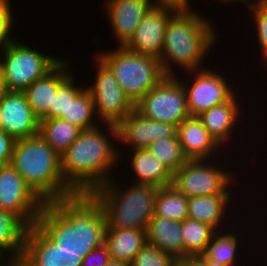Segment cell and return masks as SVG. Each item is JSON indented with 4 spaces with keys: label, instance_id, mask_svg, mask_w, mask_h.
<instances>
[{
    "label": "cell",
    "instance_id": "cell-22",
    "mask_svg": "<svg viewBox=\"0 0 267 266\" xmlns=\"http://www.w3.org/2000/svg\"><path fill=\"white\" fill-rule=\"evenodd\" d=\"M232 195L193 196L188 198V218L210 225L217 230H224L228 220L229 204L233 205ZM226 218V219H225ZM225 222V223H224ZM225 224V225H223ZM222 225V226H221ZM220 227L222 229H220Z\"/></svg>",
    "mask_w": 267,
    "mask_h": 266
},
{
    "label": "cell",
    "instance_id": "cell-25",
    "mask_svg": "<svg viewBox=\"0 0 267 266\" xmlns=\"http://www.w3.org/2000/svg\"><path fill=\"white\" fill-rule=\"evenodd\" d=\"M27 228L13 212L0 209V250L15 264L22 258Z\"/></svg>",
    "mask_w": 267,
    "mask_h": 266
},
{
    "label": "cell",
    "instance_id": "cell-36",
    "mask_svg": "<svg viewBox=\"0 0 267 266\" xmlns=\"http://www.w3.org/2000/svg\"><path fill=\"white\" fill-rule=\"evenodd\" d=\"M110 260V254L105 245L92 250L83 258L82 266H105Z\"/></svg>",
    "mask_w": 267,
    "mask_h": 266
},
{
    "label": "cell",
    "instance_id": "cell-17",
    "mask_svg": "<svg viewBox=\"0 0 267 266\" xmlns=\"http://www.w3.org/2000/svg\"><path fill=\"white\" fill-rule=\"evenodd\" d=\"M153 5V0H104L105 15L117 46H124L130 40Z\"/></svg>",
    "mask_w": 267,
    "mask_h": 266
},
{
    "label": "cell",
    "instance_id": "cell-2",
    "mask_svg": "<svg viewBox=\"0 0 267 266\" xmlns=\"http://www.w3.org/2000/svg\"><path fill=\"white\" fill-rule=\"evenodd\" d=\"M100 126L82 130L61 155L62 176L77 194H90L110 181L120 164L117 127Z\"/></svg>",
    "mask_w": 267,
    "mask_h": 266
},
{
    "label": "cell",
    "instance_id": "cell-41",
    "mask_svg": "<svg viewBox=\"0 0 267 266\" xmlns=\"http://www.w3.org/2000/svg\"><path fill=\"white\" fill-rule=\"evenodd\" d=\"M16 264L0 250V266H15Z\"/></svg>",
    "mask_w": 267,
    "mask_h": 266
},
{
    "label": "cell",
    "instance_id": "cell-18",
    "mask_svg": "<svg viewBox=\"0 0 267 266\" xmlns=\"http://www.w3.org/2000/svg\"><path fill=\"white\" fill-rule=\"evenodd\" d=\"M177 136L188 160H211L217 156L222 161L226 160L223 153L227 149L224 150L215 141L197 116H190L182 121L177 126Z\"/></svg>",
    "mask_w": 267,
    "mask_h": 266
},
{
    "label": "cell",
    "instance_id": "cell-27",
    "mask_svg": "<svg viewBox=\"0 0 267 266\" xmlns=\"http://www.w3.org/2000/svg\"><path fill=\"white\" fill-rule=\"evenodd\" d=\"M82 130L61 118H41L39 136L60 156L78 138Z\"/></svg>",
    "mask_w": 267,
    "mask_h": 266
},
{
    "label": "cell",
    "instance_id": "cell-14",
    "mask_svg": "<svg viewBox=\"0 0 267 266\" xmlns=\"http://www.w3.org/2000/svg\"><path fill=\"white\" fill-rule=\"evenodd\" d=\"M116 127L118 145L120 146V143H122L121 146H124L122 149L118 147L120 164L123 161L124 151L129 152L135 149L147 148L155 140L172 137L177 133L175 125L145 118L135 109ZM125 147L130 150L123 151Z\"/></svg>",
    "mask_w": 267,
    "mask_h": 266
},
{
    "label": "cell",
    "instance_id": "cell-12",
    "mask_svg": "<svg viewBox=\"0 0 267 266\" xmlns=\"http://www.w3.org/2000/svg\"><path fill=\"white\" fill-rule=\"evenodd\" d=\"M45 203L11 164L0 167V209L13 212L28 227L37 224Z\"/></svg>",
    "mask_w": 267,
    "mask_h": 266
},
{
    "label": "cell",
    "instance_id": "cell-43",
    "mask_svg": "<svg viewBox=\"0 0 267 266\" xmlns=\"http://www.w3.org/2000/svg\"><path fill=\"white\" fill-rule=\"evenodd\" d=\"M105 266H128L126 263L110 259Z\"/></svg>",
    "mask_w": 267,
    "mask_h": 266
},
{
    "label": "cell",
    "instance_id": "cell-35",
    "mask_svg": "<svg viewBox=\"0 0 267 266\" xmlns=\"http://www.w3.org/2000/svg\"><path fill=\"white\" fill-rule=\"evenodd\" d=\"M11 0L0 3V51L16 39L14 30V13L12 12ZM13 32V34H12Z\"/></svg>",
    "mask_w": 267,
    "mask_h": 266
},
{
    "label": "cell",
    "instance_id": "cell-42",
    "mask_svg": "<svg viewBox=\"0 0 267 266\" xmlns=\"http://www.w3.org/2000/svg\"><path fill=\"white\" fill-rule=\"evenodd\" d=\"M7 92L5 82H4V70L0 62V96Z\"/></svg>",
    "mask_w": 267,
    "mask_h": 266
},
{
    "label": "cell",
    "instance_id": "cell-21",
    "mask_svg": "<svg viewBox=\"0 0 267 266\" xmlns=\"http://www.w3.org/2000/svg\"><path fill=\"white\" fill-rule=\"evenodd\" d=\"M130 165L135 184H150L161 187L171 186L173 174L148 149H135L129 153Z\"/></svg>",
    "mask_w": 267,
    "mask_h": 266
},
{
    "label": "cell",
    "instance_id": "cell-11",
    "mask_svg": "<svg viewBox=\"0 0 267 266\" xmlns=\"http://www.w3.org/2000/svg\"><path fill=\"white\" fill-rule=\"evenodd\" d=\"M182 73L186 77L185 81L184 78L180 79L181 74L175 76L185 89L190 116H198L205 110L227 102L235 93H241L237 92L238 88H233L231 80L227 79L228 76L225 77L220 70L218 72L203 68Z\"/></svg>",
    "mask_w": 267,
    "mask_h": 266
},
{
    "label": "cell",
    "instance_id": "cell-23",
    "mask_svg": "<svg viewBox=\"0 0 267 266\" xmlns=\"http://www.w3.org/2000/svg\"><path fill=\"white\" fill-rule=\"evenodd\" d=\"M147 242L155 245L162 252L183 258V239L181 222L153 216L146 229Z\"/></svg>",
    "mask_w": 267,
    "mask_h": 266
},
{
    "label": "cell",
    "instance_id": "cell-10",
    "mask_svg": "<svg viewBox=\"0 0 267 266\" xmlns=\"http://www.w3.org/2000/svg\"><path fill=\"white\" fill-rule=\"evenodd\" d=\"M135 110L145 118L180 125L190 117L186 92L175 75L166 76L136 104Z\"/></svg>",
    "mask_w": 267,
    "mask_h": 266
},
{
    "label": "cell",
    "instance_id": "cell-5",
    "mask_svg": "<svg viewBox=\"0 0 267 266\" xmlns=\"http://www.w3.org/2000/svg\"><path fill=\"white\" fill-rule=\"evenodd\" d=\"M115 179L90 193L103 209L106 229L146 230L155 213L159 187L130 182L126 186Z\"/></svg>",
    "mask_w": 267,
    "mask_h": 266
},
{
    "label": "cell",
    "instance_id": "cell-33",
    "mask_svg": "<svg viewBox=\"0 0 267 266\" xmlns=\"http://www.w3.org/2000/svg\"><path fill=\"white\" fill-rule=\"evenodd\" d=\"M248 11H251V17L254 24V30L256 33V44L259 45L260 59L263 66L267 70V2H261L259 4L248 7Z\"/></svg>",
    "mask_w": 267,
    "mask_h": 266
},
{
    "label": "cell",
    "instance_id": "cell-38",
    "mask_svg": "<svg viewBox=\"0 0 267 266\" xmlns=\"http://www.w3.org/2000/svg\"><path fill=\"white\" fill-rule=\"evenodd\" d=\"M156 6L170 7L175 10H195L192 8L190 0H153Z\"/></svg>",
    "mask_w": 267,
    "mask_h": 266
},
{
    "label": "cell",
    "instance_id": "cell-13",
    "mask_svg": "<svg viewBox=\"0 0 267 266\" xmlns=\"http://www.w3.org/2000/svg\"><path fill=\"white\" fill-rule=\"evenodd\" d=\"M86 252L63 251L37 224L27 228L17 266H82Z\"/></svg>",
    "mask_w": 267,
    "mask_h": 266
},
{
    "label": "cell",
    "instance_id": "cell-32",
    "mask_svg": "<svg viewBox=\"0 0 267 266\" xmlns=\"http://www.w3.org/2000/svg\"><path fill=\"white\" fill-rule=\"evenodd\" d=\"M74 72L58 87L53 106L42 118H62L68 116L69 97H77L85 88L75 78ZM77 82V83H76ZM78 84V85H77Z\"/></svg>",
    "mask_w": 267,
    "mask_h": 266
},
{
    "label": "cell",
    "instance_id": "cell-26",
    "mask_svg": "<svg viewBox=\"0 0 267 266\" xmlns=\"http://www.w3.org/2000/svg\"><path fill=\"white\" fill-rule=\"evenodd\" d=\"M227 229V232L217 230L207 245L204 253L201 255L207 262L208 266H237L238 249H240V239L238 232L234 233L233 229ZM238 236V237H237Z\"/></svg>",
    "mask_w": 267,
    "mask_h": 266
},
{
    "label": "cell",
    "instance_id": "cell-4",
    "mask_svg": "<svg viewBox=\"0 0 267 266\" xmlns=\"http://www.w3.org/2000/svg\"><path fill=\"white\" fill-rule=\"evenodd\" d=\"M10 164L44 203L77 194L62 176L61 156L39 134L15 141Z\"/></svg>",
    "mask_w": 267,
    "mask_h": 266
},
{
    "label": "cell",
    "instance_id": "cell-30",
    "mask_svg": "<svg viewBox=\"0 0 267 266\" xmlns=\"http://www.w3.org/2000/svg\"><path fill=\"white\" fill-rule=\"evenodd\" d=\"M61 119L81 130L101 125L96 117L93 98L86 88L77 97H69L68 116H63Z\"/></svg>",
    "mask_w": 267,
    "mask_h": 266
},
{
    "label": "cell",
    "instance_id": "cell-1",
    "mask_svg": "<svg viewBox=\"0 0 267 266\" xmlns=\"http://www.w3.org/2000/svg\"><path fill=\"white\" fill-rule=\"evenodd\" d=\"M37 225L63 251L86 252L104 245L106 219L91 194H75L45 203Z\"/></svg>",
    "mask_w": 267,
    "mask_h": 266
},
{
    "label": "cell",
    "instance_id": "cell-34",
    "mask_svg": "<svg viewBox=\"0 0 267 266\" xmlns=\"http://www.w3.org/2000/svg\"><path fill=\"white\" fill-rule=\"evenodd\" d=\"M176 263L177 259L173 255L147 242L128 266H176Z\"/></svg>",
    "mask_w": 267,
    "mask_h": 266
},
{
    "label": "cell",
    "instance_id": "cell-40",
    "mask_svg": "<svg viewBox=\"0 0 267 266\" xmlns=\"http://www.w3.org/2000/svg\"><path fill=\"white\" fill-rule=\"evenodd\" d=\"M214 1H216L217 3L219 2L220 4L224 3V6H225V4L231 5L232 3L233 4L236 3L235 4V6H236L238 3H241L244 5L246 4V7H250V6L259 4L261 2H267V0H214Z\"/></svg>",
    "mask_w": 267,
    "mask_h": 266
},
{
    "label": "cell",
    "instance_id": "cell-7",
    "mask_svg": "<svg viewBox=\"0 0 267 266\" xmlns=\"http://www.w3.org/2000/svg\"><path fill=\"white\" fill-rule=\"evenodd\" d=\"M18 37L0 51L7 91L23 92L37 79L50 72L63 58L43 53Z\"/></svg>",
    "mask_w": 267,
    "mask_h": 266
},
{
    "label": "cell",
    "instance_id": "cell-16",
    "mask_svg": "<svg viewBox=\"0 0 267 266\" xmlns=\"http://www.w3.org/2000/svg\"><path fill=\"white\" fill-rule=\"evenodd\" d=\"M39 120L23 92L7 91L0 96V130L15 140L38 135Z\"/></svg>",
    "mask_w": 267,
    "mask_h": 266
},
{
    "label": "cell",
    "instance_id": "cell-8",
    "mask_svg": "<svg viewBox=\"0 0 267 266\" xmlns=\"http://www.w3.org/2000/svg\"><path fill=\"white\" fill-rule=\"evenodd\" d=\"M217 160H188L173 174L171 185L188 198L232 195V189L238 183L236 175L219 165L223 163Z\"/></svg>",
    "mask_w": 267,
    "mask_h": 266
},
{
    "label": "cell",
    "instance_id": "cell-37",
    "mask_svg": "<svg viewBox=\"0 0 267 266\" xmlns=\"http://www.w3.org/2000/svg\"><path fill=\"white\" fill-rule=\"evenodd\" d=\"M15 139L0 130V167L10 164Z\"/></svg>",
    "mask_w": 267,
    "mask_h": 266
},
{
    "label": "cell",
    "instance_id": "cell-9",
    "mask_svg": "<svg viewBox=\"0 0 267 266\" xmlns=\"http://www.w3.org/2000/svg\"><path fill=\"white\" fill-rule=\"evenodd\" d=\"M94 57L95 76L86 89L93 98L96 117L101 125L117 126L135 109V105L123 92L111 70L97 56Z\"/></svg>",
    "mask_w": 267,
    "mask_h": 266
},
{
    "label": "cell",
    "instance_id": "cell-39",
    "mask_svg": "<svg viewBox=\"0 0 267 266\" xmlns=\"http://www.w3.org/2000/svg\"><path fill=\"white\" fill-rule=\"evenodd\" d=\"M176 266H208V264L201 255H196L177 259Z\"/></svg>",
    "mask_w": 267,
    "mask_h": 266
},
{
    "label": "cell",
    "instance_id": "cell-29",
    "mask_svg": "<svg viewBox=\"0 0 267 266\" xmlns=\"http://www.w3.org/2000/svg\"><path fill=\"white\" fill-rule=\"evenodd\" d=\"M183 257L202 255L215 229L210 225L186 218L181 222Z\"/></svg>",
    "mask_w": 267,
    "mask_h": 266
},
{
    "label": "cell",
    "instance_id": "cell-15",
    "mask_svg": "<svg viewBox=\"0 0 267 266\" xmlns=\"http://www.w3.org/2000/svg\"><path fill=\"white\" fill-rule=\"evenodd\" d=\"M176 11L170 7L153 5L123 47L160 60L168 20Z\"/></svg>",
    "mask_w": 267,
    "mask_h": 266
},
{
    "label": "cell",
    "instance_id": "cell-6",
    "mask_svg": "<svg viewBox=\"0 0 267 266\" xmlns=\"http://www.w3.org/2000/svg\"><path fill=\"white\" fill-rule=\"evenodd\" d=\"M94 54L111 70L134 105L168 76L160 60L129 51L123 46Z\"/></svg>",
    "mask_w": 267,
    "mask_h": 266
},
{
    "label": "cell",
    "instance_id": "cell-31",
    "mask_svg": "<svg viewBox=\"0 0 267 266\" xmlns=\"http://www.w3.org/2000/svg\"><path fill=\"white\" fill-rule=\"evenodd\" d=\"M146 149L163 163L172 174L188 161L179 143L177 133L172 137L155 140Z\"/></svg>",
    "mask_w": 267,
    "mask_h": 266
},
{
    "label": "cell",
    "instance_id": "cell-24",
    "mask_svg": "<svg viewBox=\"0 0 267 266\" xmlns=\"http://www.w3.org/2000/svg\"><path fill=\"white\" fill-rule=\"evenodd\" d=\"M147 243L146 230L106 229L104 245L110 259L129 265L135 255Z\"/></svg>",
    "mask_w": 267,
    "mask_h": 266
},
{
    "label": "cell",
    "instance_id": "cell-20",
    "mask_svg": "<svg viewBox=\"0 0 267 266\" xmlns=\"http://www.w3.org/2000/svg\"><path fill=\"white\" fill-rule=\"evenodd\" d=\"M71 64V59L63 58L50 72L23 91L33 113L39 119L53 106L58 87L74 72Z\"/></svg>",
    "mask_w": 267,
    "mask_h": 266
},
{
    "label": "cell",
    "instance_id": "cell-19",
    "mask_svg": "<svg viewBox=\"0 0 267 266\" xmlns=\"http://www.w3.org/2000/svg\"><path fill=\"white\" fill-rule=\"evenodd\" d=\"M240 97L234 94L227 102L216 105L208 110L201 112L197 117L215 141L225 150L231 145L233 135L237 127L243 121ZM242 118V119H240ZM234 131V132H233ZM233 133V134H232ZM230 142V144H228Z\"/></svg>",
    "mask_w": 267,
    "mask_h": 266
},
{
    "label": "cell",
    "instance_id": "cell-28",
    "mask_svg": "<svg viewBox=\"0 0 267 266\" xmlns=\"http://www.w3.org/2000/svg\"><path fill=\"white\" fill-rule=\"evenodd\" d=\"M154 216L182 222L188 218V197L178 192L172 185L159 188Z\"/></svg>",
    "mask_w": 267,
    "mask_h": 266
},
{
    "label": "cell",
    "instance_id": "cell-3",
    "mask_svg": "<svg viewBox=\"0 0 267 266\" xmlns=\"http://www.w3.org/2000/svg\"><path fill=\"white\" fill-rule=\"evenodd\" d=\"M212 19L195 10H177L168 20L160 63L167 75L207 67V55L218 45L219 35ZM215 44V45H214ZM173 67H179L176 73Z\"/></svg>",
    "mask_w": 267,
    "mask_h": 266
}]
</instances>
